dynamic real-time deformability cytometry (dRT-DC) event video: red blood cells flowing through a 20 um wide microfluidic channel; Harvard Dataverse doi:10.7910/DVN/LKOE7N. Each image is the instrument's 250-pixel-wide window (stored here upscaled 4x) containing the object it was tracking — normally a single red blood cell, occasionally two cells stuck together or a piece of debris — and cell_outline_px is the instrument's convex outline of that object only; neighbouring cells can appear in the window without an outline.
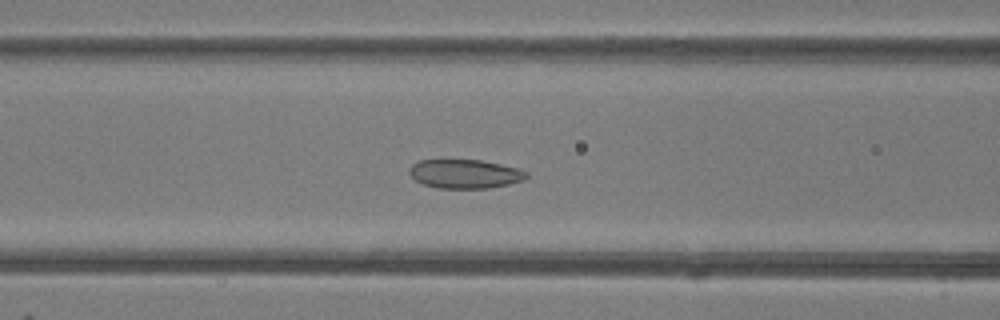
{"species": "common noctule bat (a hibernating species)", "species_latin": "Nyctalus noctula", "temperature_condition": "room temperature", "stored_images_in_passage": 47, "camera_frame_rate_fps": 3000, "um_per_image_px": 0.085, "animal": {"sex": "female"}, "frame": {"image": 1, "passage_image": 18, "time_ms": 5.667, "image_size_px": [1000, 320], "cell_outline_px": [[528, 176], [524, 180], [508, 184], [488, 188], [440, 188], [424, 184], [416, 180], [408, 172], [408, 168], [412, 164], [420, 160], [480, 160], [520, 168], [528, 172]], "centroid_in_image_um": [39.54, 14.77], "position_along_channel_um": 127.1, "area_um2": 19.71}}
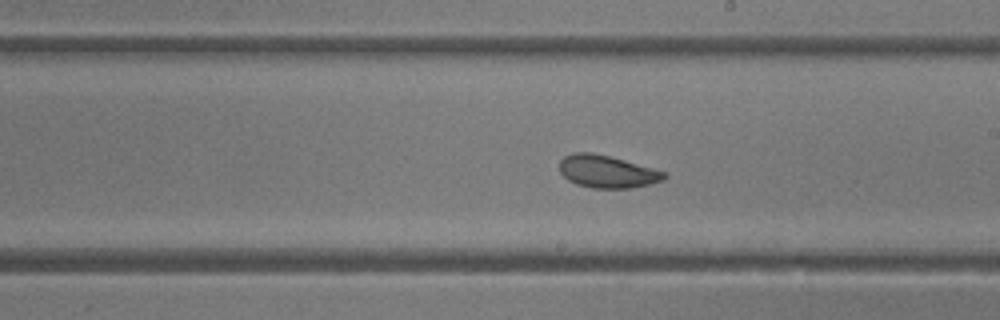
{"frame": {"image": 2, "passage_image": 26, "time_ms": 8.333, "image_size_px": [1000, 320], "cell_outline_px": [[668, 176], [664, 180], [632, 188], [592, 188], [576, 184], [568, 180], [560, 172], [560, 160], [564, 156], [572, 152], [592, 152], [624, 160], [668, 172]], "centroid_in_image_um": [51.61, 14.58], "position_along_channel_um": 237.4, "area_um2": 19.94}}
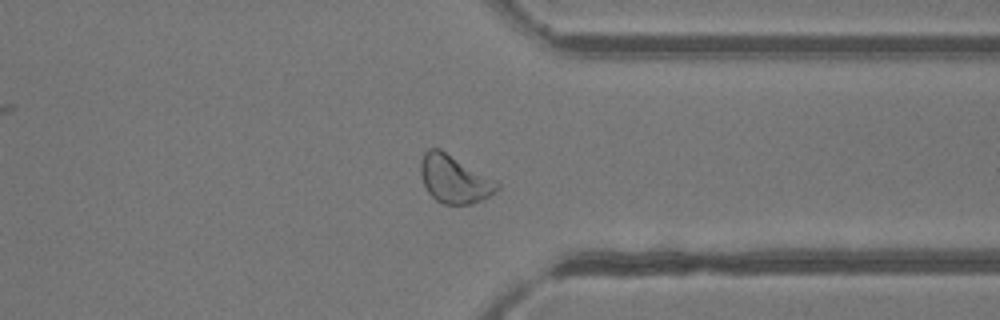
{"frame": {"image": 3, "passage_image": 36, "time_ms": 11.667, "image_size_px": [1000, 320], "cell_outline_px": [[500, 188], [496, 192], [484, 200], [472, 204], [444, 204], [436, 200], [428, 192], [424, 184], [420, 172], [420, 160], [424, 152], [428, 148], [440, 148], [496, 180], [500, 184]], "centroid_in_image_um": [38.63, 15.22], "position_along_channel_um": 372.8, "area_um2": 21.56}, "authors_computed_cell_mechanics": {"area_um2": 21.5594, "velocity_mm_per_s": 4.1366, "shape_relaxation_time_tau1_ms": 2.7419, "shape_relaxation_time_tau2_ms": 1.949, "deformation_change_tau1": 0.0906, "deformation_change_tau2": 0.0671}}